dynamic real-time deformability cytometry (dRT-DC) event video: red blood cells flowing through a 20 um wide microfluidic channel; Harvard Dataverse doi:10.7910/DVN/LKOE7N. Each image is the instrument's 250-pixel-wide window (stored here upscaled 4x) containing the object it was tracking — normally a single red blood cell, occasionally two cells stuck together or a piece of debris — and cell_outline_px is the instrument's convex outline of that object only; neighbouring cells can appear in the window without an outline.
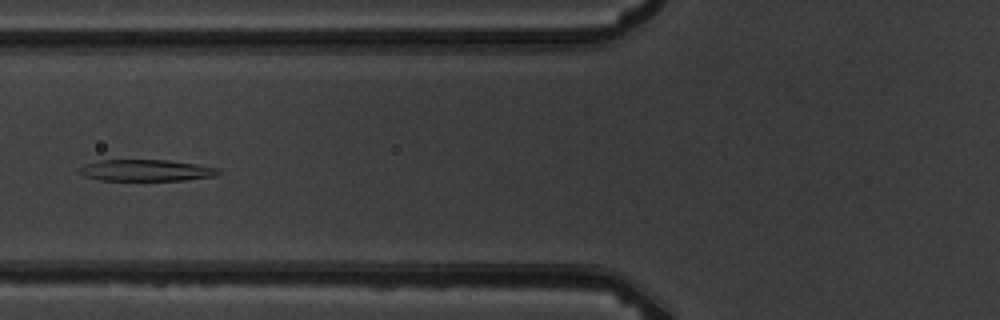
{"species": "common noctule bat (a hibernating species)", "species_latin": "Nyctalus noctula", "temperature_condition": "warm", "stored_images_in_passage": 6, "camera_frame_rate_fps": 3000, "um_per_image_px": 0.085, "animal": {"sex": "male", "body_mass_g": 19.5, "forearm_length_mm": 54.6}, "frame": {"image": 1, "passage_image": 6, "time_ms": 5.667, "image_size_px": [1000, 320], "cell_outline_px": [[224, 172], [216, 176], [184, 180], [100, 180], [84, 176], [76, 172], [84, 164], [100, 160], [168, 160], [196, 164], [216, 168]], "centroid_in_image_um": [12.41, 14.48], "position_along_channel_um": 113.4, "area_um2": 17.46}}